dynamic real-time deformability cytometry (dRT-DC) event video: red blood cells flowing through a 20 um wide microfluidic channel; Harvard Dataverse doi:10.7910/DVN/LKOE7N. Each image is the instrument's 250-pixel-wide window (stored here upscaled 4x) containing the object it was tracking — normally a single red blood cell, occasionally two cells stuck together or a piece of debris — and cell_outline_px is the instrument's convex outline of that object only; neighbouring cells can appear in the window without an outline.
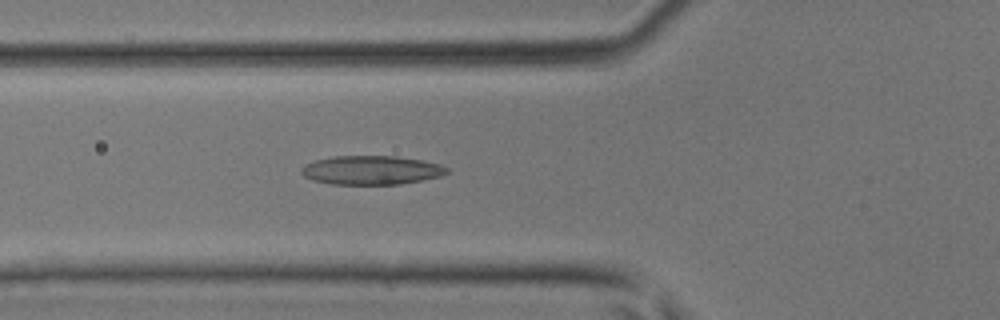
{"species": "common noctule bat (a hibernating species)", "species_latin": "Nyctalus noctula", "temperature_condition": "room temperature", "stored_images_in_passage": 45, "camera_frame_rate_fps": 3000, "um_per_image_px": 0.085, "animal": {"sex": "male", "body_mass_g": 17.9, "forearm_length_mm": 54.2}, "frame": {"image": 1, "passage_image": 17, "time_ms": 5.333, "image_size_px": [1000, 320], "cell_outline_px": [[448, 172], [440, 176], [400, 184], [332, 184], [312, 180], [304, 176], [300, 172], [300, 168], [304, 164], [316, 160], [336, 156], [396, 156], [424, 160], [440, 164], [448, 168]], "centroid_in_image_um": [31.55, 14.46], "position_along_channel_um": 94.3, "area_um2": 24.51}}
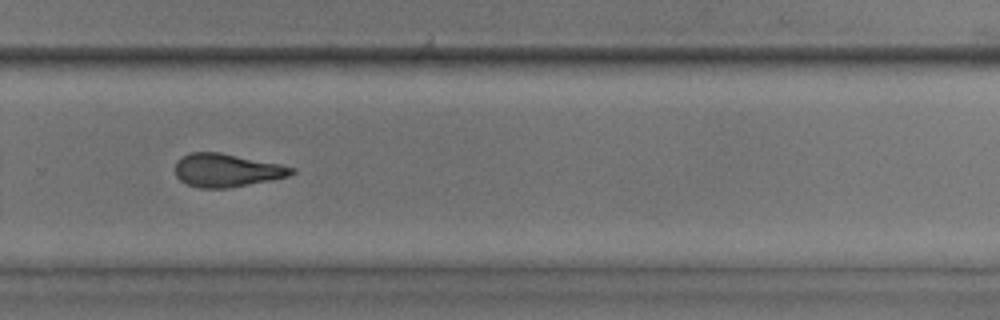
{"frame": {"image": 2, "passage_image": 31, "time_ms": 10.0, "image_size_px": [1000, 320], "cell_outline_px": [[296, 172], [288, 176], [228, 188], [200, 188], [188, 184], [180, 180], [176, 176], [176, 160], [192, 152], [220, 152], [280, 164], [296, 168]], "centroid_in_image_um": [19.27, 14.47], "position_along_channel_um": 310.5, "area_um2": 22.31}}
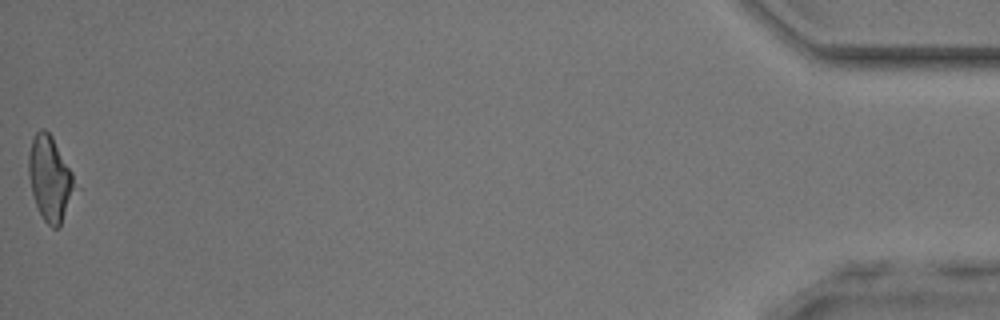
{"frame": {"image": 3, "passage_image": 45, "time_ms": 14.667, "image_size_px": [1000, 320], "cell_outline_px": [[80, 188], [60, 228], [52, 228], [44, 220], [36, 204], [32, 192], [28, 176], [28, 152], [32, 136], [40, 128], [44, 128], [52, 136], [72, 172]], "centroid_in_image_um": [4.3, 15.21], "position_along_channel_um": 430.9, "area_um2": 23.7}}